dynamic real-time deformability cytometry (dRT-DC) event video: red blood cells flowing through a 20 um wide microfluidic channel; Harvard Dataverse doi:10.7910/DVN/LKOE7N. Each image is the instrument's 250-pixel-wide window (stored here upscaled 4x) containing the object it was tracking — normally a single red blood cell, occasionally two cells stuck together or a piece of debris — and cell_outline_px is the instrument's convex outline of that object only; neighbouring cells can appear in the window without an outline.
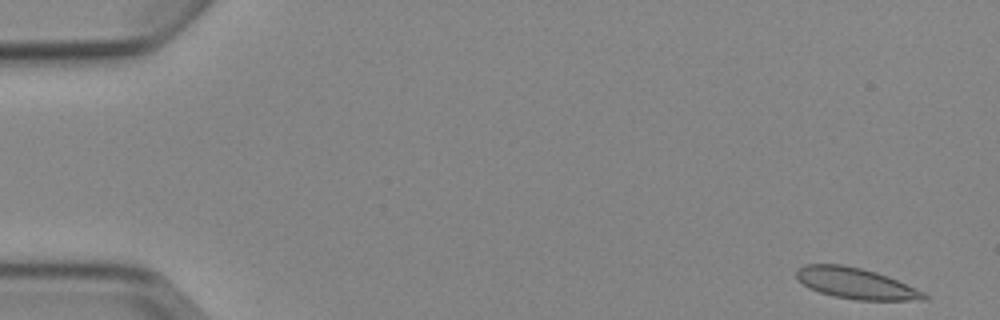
{"species": "Egyptian fruit bat (a non-hibernating species)", "species_latin": "Rousettus aegyptiacus", "temperature_condition": "cold", "stored_images_in_passage": 6, "camera_frame_rate_fps": 3000, "um_per_image_px": 0.085, "animal": {"sex": "female"}, "frame": {"image": 1, "passage_image": 1, "time_ms": 0.0, "image_size_px": [1000, 320], "cell_outline_px": [[932, 296], [928, 300], [860, 300], [832, 296], [808, 288], [796, 276], [796, 268], [804, 264], [840, 264], [860, 268], [876, 272], [888, 276], [916, 288]], "centroid_in_image_um": [72.77, 24.09], "position_along_channel_um": 12.2, "area_um2": 23.12}}
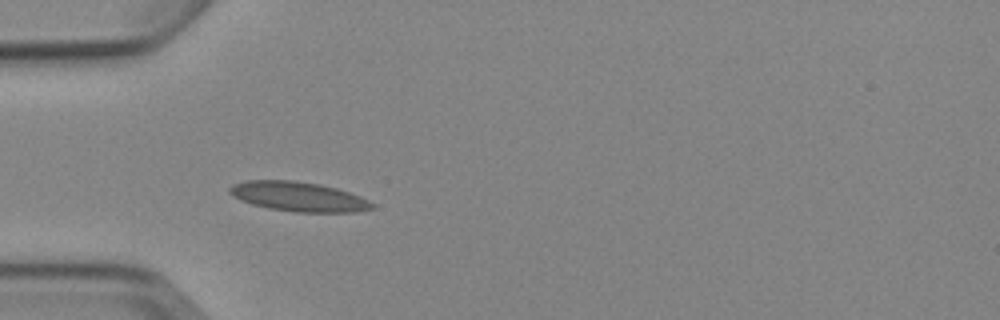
{"frame": {"image": 2, "passage_image": 5, "time_ms": 4.667, "image_size_px": [1000, 320], "cell_outline_px": [[376, 208], [356, 212], [296, 212], [268, 208], [252, 204], [240, 200], [232, 196], [228, 192], [228, 188], [232, 184], [248, 180], [292, 180], [320, 184], [336, 188], [360, 196], [376, 204]], "centroid_in_image_um": [25.37, 16.71], "position_along_channel_um": 59.6, "area_um2": 24.74}}
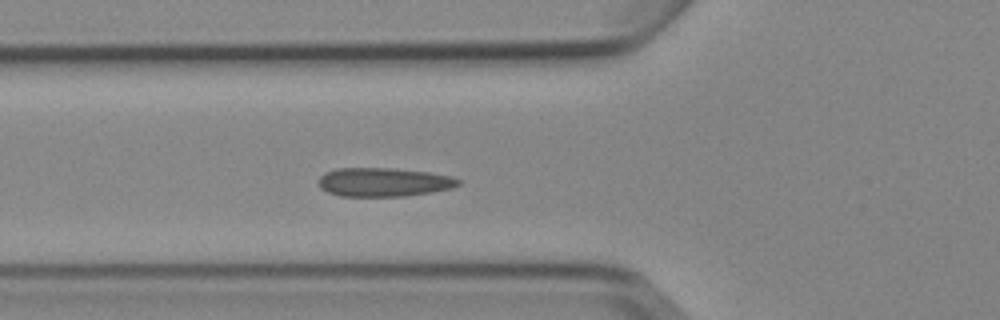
{"frame": {"image": 3, "passage_image": 6, "time_ms": 5.667, "image_size_px": [1000, 320], "cell_outline_px": [[460, 184], [452, 188], [432, 192], [404, 196], [340, 196], [328, 192], [320, 188], [320, 176], [324, 172], [336, 168], [392, 168], [428, 172], [452, 176], [460, 180]], "centroid_in_image_um": [32.62, 15.48], "position_along_channel_um": 93.2, "area_um2": 23.47}}